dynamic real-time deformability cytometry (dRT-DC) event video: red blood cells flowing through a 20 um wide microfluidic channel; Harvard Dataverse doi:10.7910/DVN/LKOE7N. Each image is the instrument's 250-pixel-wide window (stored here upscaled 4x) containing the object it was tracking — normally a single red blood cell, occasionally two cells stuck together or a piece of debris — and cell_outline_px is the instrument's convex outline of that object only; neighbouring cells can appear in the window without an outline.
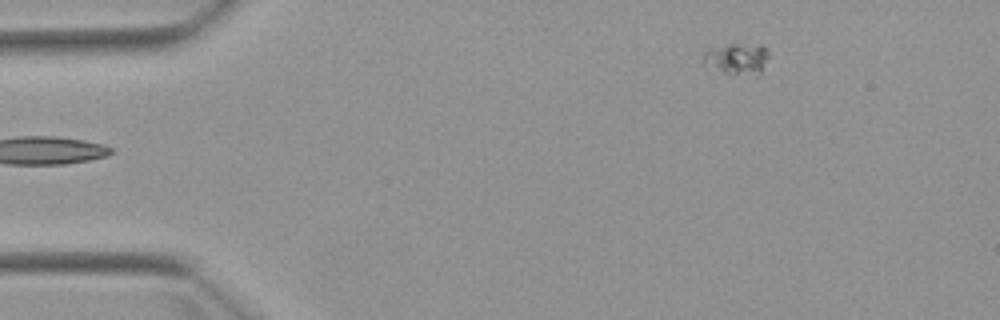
{"species": "Egyptian fruit bat (a non-hibernating species)", "species_latin": "Rousettus aegyptiacus", "temperature_condition": "warm", "stored_images_in_passage": 2, "camera_frame_rate_fps": 3000, "um_per_image_px": 0.085, "animal": {"sex": "female"}, "frame": {"image": 1, "passage_image": 2, "time_ms": 1.333, "image_size_px": [1000, 320], "cell_outline_px": [[768, 56], [760, 76], [728, 76], [704, 68], [704, 48], [728, 44], [764, 44], [768, 52]], "centroid_in_image_um": [62.59, 5.05], "position_along_channel_um": 22.4, "area_um2": 13.06}}